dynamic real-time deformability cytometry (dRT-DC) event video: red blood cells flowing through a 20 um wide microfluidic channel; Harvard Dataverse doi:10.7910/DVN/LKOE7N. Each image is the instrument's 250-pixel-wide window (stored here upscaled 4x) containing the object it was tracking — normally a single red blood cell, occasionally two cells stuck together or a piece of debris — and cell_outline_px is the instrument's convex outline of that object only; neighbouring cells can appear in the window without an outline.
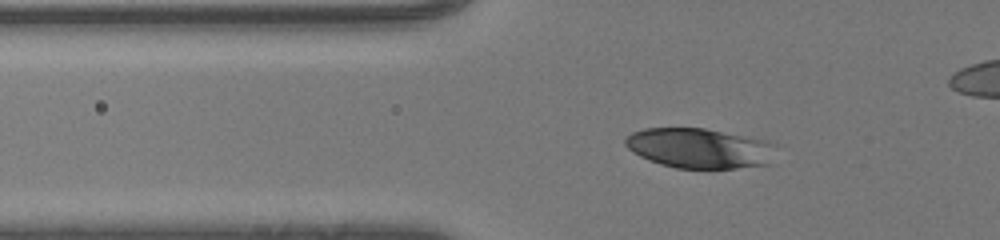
{"species": "human", "species_latin": "Homo sapiens", "temperature_condition": "room temperature", "stored_images_in_passage": 43, "camera_frame_rate_fps": 3000, "um_per_image_px": 0.085, "donor": {"sex": "male"}, "frame": {"image": 1, "passage_image": 14, "time_ms": 4.333, "image_size_px": [1000, 240], "cell_outline_px": [[780, 144], [772, 164], [736, 168], [676, 168], [660, 164], [648, 160], [632, 152], [624, 144], [624, 140], [632, 132], [644, 128], [704, 128], [768, 140]], "centroid_in_image_um": [59.55, 12.6], "position_along_channel_um": 66.2, "area_um2": 35.84}}
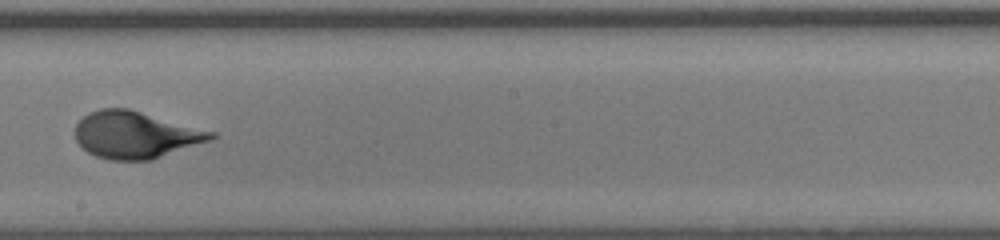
{"frame": {"image": 2, "passage_image": 27, "time_ms": 8.667, "image_size_px": [1000, 240], "cell_outline_px": [[216, 136], [212, 140], [152, 160], [112, 160], [96, 156], [88, 152], [76, 140], [76, 124], [88, 112], [100, 108], [128, 108], [216, 132]], "centroid_in_image_um": [11.54, 11.46], "position_along_channel_um": 236.7, "area_um2": 37.17}}
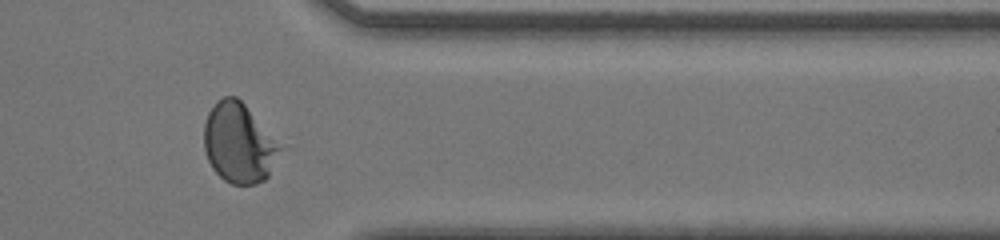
{"frame": {"image": 3, "passage_image": 38, "time_ms": 12.333, "image_size_px": [1000, 240], "cell_outline_px": [[292, 144], [268, 176], [264, 180], [256, 184], [232, 184], [224, 180], [212, 168], [208, 160], [204, 148], [204, 124], [208, 112], [216, 100], [224, 96], [236, 96]], "centroid_in_image_um": [20.51, 12.12], "position_along_channel_um": 390.9, "area_um2": 38.03}}